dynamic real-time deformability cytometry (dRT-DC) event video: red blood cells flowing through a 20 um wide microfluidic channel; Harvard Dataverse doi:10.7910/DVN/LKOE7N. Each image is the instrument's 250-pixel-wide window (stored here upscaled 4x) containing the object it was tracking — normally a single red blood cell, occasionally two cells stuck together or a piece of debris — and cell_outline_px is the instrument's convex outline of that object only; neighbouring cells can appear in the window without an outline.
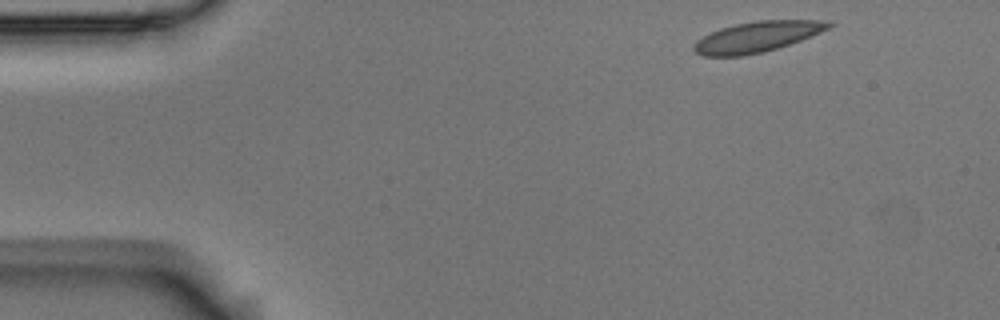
{"species": "Egyptian fruit bat (a non-hibernating species)", "species_latin": "Rousettus aegyptiacus", "temperature_condition": "room temperature", "stored_images_in_passage": 4, "camera_frame_rate_fps": 3000, "um_per_image_px": 0.085, "animal": {"sex": "male"}, "frame": {"image": 1, "passage_image": 1, "time_ms": 0.0, "image_size_px": [1000, 320], "cell_outline_px": [[836, 24], [820, 32], [800, 40], [764, 52], [740, 56], [704, 56], [696, 52], [692, 48], [696, 40], [720, 28], [736, 24], [756, 20], [828, 20]], "centroid_in_image_um": [64.35, 3.12], "position_along_channel_um": 20.6, "area_um2": 23.87}}
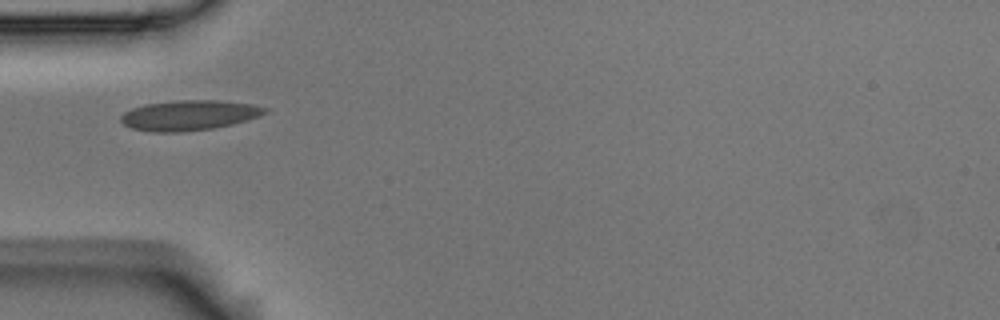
{"frame": {"image": 2, "passage_image": 4, "time_ms": 1.0, "image_size_px": [1000, 320], "cell_outline_px": [[268, 112], [260, 116], [232, 124], [212, 128], [180, 132], [152, 132], [132, 128], [124, 124], [120, 120], [120, 116], [124, 112], [132, 108], [144, 104], [180, 100], [216, 100], [252, 104], [268, 108]], "centroid_in_image_um": [16.07, 9.79], "position_along_channel_um": 68.9, "area_um2": 25.26}}